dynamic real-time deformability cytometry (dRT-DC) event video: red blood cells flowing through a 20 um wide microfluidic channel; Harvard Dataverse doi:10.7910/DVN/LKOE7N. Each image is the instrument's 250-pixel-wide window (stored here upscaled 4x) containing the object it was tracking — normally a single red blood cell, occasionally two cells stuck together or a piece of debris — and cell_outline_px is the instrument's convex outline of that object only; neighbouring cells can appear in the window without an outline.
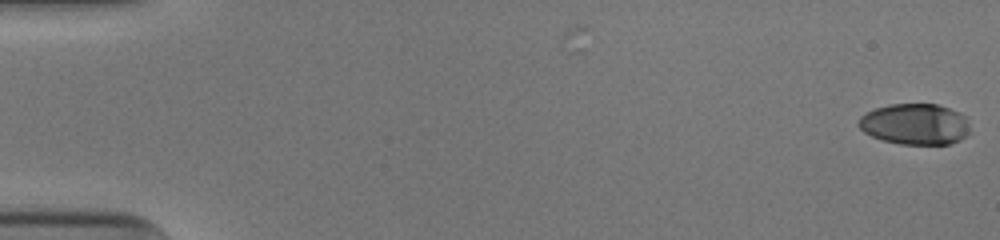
{"species": "human", "species_latin": "Homo sapiens", "temperature_condition": "cold", "stored_images_in_passage": 2, "camera_frame_rate_fps": 3000, "um_per_image_px": 0.085, "donor": {"sex": "male"}, "frame": {"image": 1, "passage_image": 2, "time_ms": 0.333, "image_size_px": [1000, 240], "cell_outline_px": [[968, 132], [960, 140], [948, 144], [900, 144], [880, 140], [864, 132], [856, 124], [860, 116], [876, 108], [888, 104], [936, 104], [960, 112], [964, 116], [968, 124]], "centroid_in_image_um": [77.73, 10.55], "position_along_channel_um": 7.3, "area_um2": 26.59}}